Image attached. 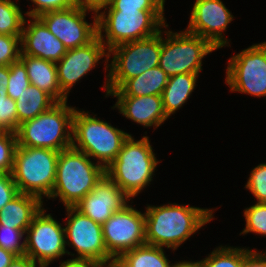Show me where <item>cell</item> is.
<instances>
[{"label": "cell", "mask_w": 266, "mask_h": 267, "mask_svg": "<svg viewBox=\"0 0 266 267\" xmlns=\"http://www.w3.org/2000/svg\"><path fill=\"white\" fill-rule=\"evenodd\" d=\"M16 148V134L0 132V173H12Z\"/></svg>", "instance_id": "obj_31"}, {"label": "cell", "mask_w": 266, "mask_h": 267, "mask_svg": "<svg viewBox=\"0 0 266 267\" xmlns=\"http://www.w3.org/2000/svg\"><path fill=\"white\" fill-rule=\"evenodd\" d=\"M20 54L21 36L0 34V66H9L18 61Z\"/></svg>", "instance_id": "obj_33"}, {"label": "cell", "mask_w": 266, "mask_h": 267, "mask_svg": "<svg viewBox=\"0 0 266 267\" xmlns=\"http://www.w3.org/2000/svg\"><path fill=\"white\" fill-rule=\"evenodd\" d=\"M110 0H74L75 5L91 9L93 11H100V9L108 5Z\"/></svg>", "instance_id": "obj_39"}, {"label": "cell", "mask_w": 266, "mask_h": 267, "mask_svg": "<svg viewBox=\"0 0 266 267\" xmlns=\"http://www.w3.org/2000/svg\"><path fill=\"white\" fill-rule=\"evenodd\" d=\"M88 11L95 14L92 23L85 20ZM38 18L67 50L84 46L98 35L97 12L78 5L65 10L48 11Z\"/></svg>", "instance_id": "obj_14"}, {"label": "cell", "mask_w": 266, "mask_h": 267, "mask_svg": "<svg viewBox=\"0 0 266 267\" xmlns=\"http://www.w3.org/2000/svg\"><path fill=\"white\" fill-rule=\"evenodd\" d=\"M129 201L130 198L105 174L91 192L74 207L83 215L102 225Z\"/></svg>", "instance_id": "obj_17"}, {"label": "cell", "mask_w": 266, "mask_h": 267, "mask_svg": "<svg viewBox=\"0 0 266 267\" xmlns=\"http://www.w3.org/2000/svg\"><path fill=\"white\" fill-rule=\"evenodd\" d=\"M16 100L0 98V132L15 134L19 128Z\"/></svg>", "instance_id": "obj_32"}, {"label": "cell", "mask_w": 266, "mask_h": 267, "mask_svg": "<svg viewBox=\"0 0 266 267\" xmlns=\"http://www.w3.org/2000/svg\"><path fill=\"white\" fill-rule=\"evenodd\" d=\"M76 107L57 102L49 110L25 121L17 130V146L62 151L72 145V119Z\"/></svg>", "instance_id": "obj_6"}, {"label": "cell", "mask_w": 266, "mask_h": 267, "mask_svg": "<svg viewBox=\"0 0 266 267\" xmlns=\"http://www.w3.org/2000/svg\"><path fill=\"white\" fill-rule=\"evenodd\" d=\"M105 169L84 152L68 148L59 152L56 180L50 198H60L65 207H74L100 179Z\"/></svg>", "instance_id": "obj_3"}, {"label": "cell", "mask_w": 266, "mask_h": 267, "mask_svg": "<svg viewBox=\"0 0 266 267\" xmlns=\"http://www.w3.org/2000/svg\"><path fill=\"white\" fill-rule=\"evenodd\" d=\"M108 254L117 260L124 252L146 244L145 213L126 204L102 224Z\"/></svg>", "instance_id": "obj_13"}, {"label": "cell", "mask_w": 266, "mask_h": 267, "mask_svg": "<svg viewBox=\"0 0 266 267\" xmlns=\"http://www.w3.org/2000/svg\"><path fill=\"white\" fill-rule=\"evenodd\" d=\"M103 57L106 58L105 70L109 69V51L97 35L84 46L68 49L66 54L56 63L58 83L62 93L68 98L71 88L81 78L94 69Z\"/></svg>", "instance_id": "obj_15"}, {"label": "cell", "mask_w": 266, "mask_h": 267, "mask_svg": "<svg viewBox=\"0 0 266 267\" xmlns=\"http://www.w3.org/2000/svg\"><path fill=\"white\" fill-rule=\"evenodd\" d=\"M116 267H172L163 247L144 244L124 252L117 260Z\"/></svg>", "instance_id": "obj_25"}, {"label": "cell", "mask_w": 266, "mask_h": 267, "mask_svg": "<svg viewBox=\"0 0 266 267\" xmlns=\"http://www.w3.org/2000/svg\"><path fill=\"white\" fill-rule=\"evenodd\" d=\"M165 0H110L104 10H164Z\"/></svg>", "instance_id": "obj_34"}, {"label": "cell", "mask_w": 266, "mask_h": 267, "mask_svg": "<svg viewBox=\"0 0 266 267\" xmlns=\"http://www.w3.org/2000/svg\"><path fill=\"white\" fill-rule=\"evenodd\" d=\"M246 226L241 234L250 232L266 236V203H256L244 210Z\"/></svg>", "instance_id": "obj_28"}, {"label": "cell", "mask_w": 266, "mask_h": 267, "mask_svg": "<svg viewBox=\"0 0 266 267\" xmlns=\"http://www.w3.org/2000/svg\"><path fill=\"white\" fill-rule=\"evenodd\" d=\"M67 211L65 244L74 248L78 256L73 259L90 260L103 266L115 264L104 243L102 225L83 215L75 207Z\"/></svg>", "instance_id": "obj_11"}, {"label": "cell", "mask_w": 266, "mask_h": 267, "mask_svg": "<svg viewBox=\"0 0 266 267\" xmlns=\"http://www.w3.org/2000/svg\"><path fill=\"white\" fill-rule=\"evenodd\" d=\"M35 8L25 12L28 17H38L39 15L56 10H65L75 5L74 0H31Z\"/></svg>", "instance_id": "obj_36"}, {"label": "cell", "mask_w": 266, "mask_h": 267, "mask_svg": "<svg viewBox=\"0 0 266 267\" xmlns=\"http://www.w3.org/2000/svg\"><path fill=\"white\" fill-rule=\"evenodd\" d=\"M117 108L124 117L144 127L158 128L168 119L164 112L162 95L114 96Z\"/></svg>", "instance_id": "obj_19"}, {"label": "cell", "mask_w": 266, "mask_h": 267, "mask_svg": "<svg viewBox=\"0 0 266 267\" xmlns=\"http://www.w3.org/2000/svg\"><path fill=\"white\" fill-rule=\"evenodd\" d=\"M44 207L34 216L26 230L25 255L39 265H48L70 254L66 250L65 229L51 214H46Z\"/></svg>", "instance_id": "obj_12"}, {"label": "cell", "mask_w": 266, "mask_h": 267, "mask_svg": "<svg viewBox=\"0 0 266 267\" xmlns=\"http://www.w3.org/2000/svg\"><path fill=\"white\" fill-rule=\"evenodd\" d=\"M35 261H33L29 256H16L8 267H37Z\"/></svg>", "instance_id": "obj_42"}, {"label": "cell", "mask_w": 266, "mask_h": 267, "mask_svg": "<svg viewBox=\"0 0 266 267\" xmlns=\"http://www.w3.org/2000/svg\"><path fill=\"white\" fill-rule=\"evenodd\" d=\"M225 82L231 92L266 98V41L232 56L228 61Z\"/></svg>", "instance_id": "obj_10"}, {"label": "cell", "mask_w": 266, "mask_h": 267, "mask_svg": "<svg viewBox=\"0 0 266 267\" xmlns=\"http://www.w3.org/2000/svg\"><path fill=\"white\" fill-rule=\"evenodd\" d=\"M9 81L7 86V94L13 100H16L19 95L27 89L30 81L27 74V69L24 63L19 59L18 61L9 65Z\"/></svg>", "instance_id": "obj_29"}, {"label": "cell", "mask_w": 266, "mask_h": 267, "mask_svg": "<svg viewBox=\"0 0 266 267\" xmlns=\"http://www.w3.org/2000/svg\"><path fill=\"white\" fill-rule=\"evenodd\" d=\"M172 267H198L197 264L194 261H179L176 262V264H173Z\"/></svg>", "instance_id": "obj_44"}, {"label": "cell", "mask_w": 266, "mask_h": 267, "mask_svg": "<svg viewBox=\"0 0 266 267\" xmlns=\"http://www.w3.org/2000/svg\"><path fill=\"white\" fill-rule=\"evenodd\" d=\"M59 267H104V266L94 261L72 258L61 262Z\"/></svg>", "instance_id": "obj_40"}, {"label": "cell", "mask_w": 266, "mask_h": 267, "mask_svg": "<svg viewBox=\"0 0 266 267\" xmlns=\"http://www.w3.org/2000/svg\"><path fill=\"white\" fill-rule=\"evenodd\" d=\"M234 17L221 0H196L186 31L209 40L217 49L228 45L224 32Z\"/></svg>", "instance_id": "obj_16"}, {"label": "cell", "mask_w": 266, "mask_h": 267, "mask_svg": "<svg viewBox=\"0 0 266 267\" xmlns=\"http://www.w3.org/2000/svg\"><path fill=\"white\" fill-rule=\"evenodd\" d=\"M168 78L160 66H157L127 80L118 90H107V96L162 95Z\"/></svg>", "instance_id": "obj_22"}, {"label": "cell", "mask_w": 266, "mask_h": 267, "mask_svg": "<svg viewBox=\"0 0 266 267\" xmlns=\"http://www.w3.org/2000/svg\"><path fill=\"white\" fill-rule=\"evenodd\" d=\"M59 151L17 146L14 154L13 180L20 193L49 199L56 180Z\"/></svg>", "instance_id": "obj_7"}, {"label": "cell", "mask_w": 266, "mask_h": 267, "mask_svg": "<svg viewBox=\"0 0 266 267\" xmlns=\"http://www.w3.org/2000/svg\"><path fill=\"white\" fill-rule=\"evenodd\" d=\"M155 155L148 136L135 140L130 134L116 159L105 169V174L132 199L153 180L160 163Z\"/></svg>", "instance_id": "obj_2"}, {"label": "cell", "mask_w": 266, "mask_h": 267, "mask_svg": "<svg viewBox=\"0 0 266 267\" xmlns=\"http://www.w3.org/2000/svg\"><path fill=\"white\" fill-rule=\"evenodd\" d=\"M248 248L219 246L206 258L195 262L198 267H243Z\"/></svg>", "instance_id": "obj_26"}, {"label": "cell", "mask_w": 266, "mask_h": 267, "mask_svg": "<svg viewBox=\"0 0 266 267\" xmlns=\"http://www.w3.org/2000/svg\"><path fill=\"white\" fill-rule=\"evenodd\" d=\"M43 205L38 197L19 193L0 210V224L26 231Z\"/></svg>", "instance_id": "obj_21"}, {"label": "cell", "mask_w": 266, "mask_h": 267, "mask_svg": "<svg viewBox=\"0 0 266 267\" xmlns=\"http://www.w3.org/2000/svg\"><path fill=\"white\" fill-rule=\"evenodd\" d=\"M163 32L167 36L163 38ZM217 50L207 39L188 31L179 33L161 30L160 68L168 77L177 74H199L202 71V59Z\"/></svg>", "instance_id": "obj_9"}, {"label": "cell", "mask_w": 266, "mask_h": 267, "mask_svg": "<svg viewBox=\"0 0 266 267\" xmlns=\"http://www.w3.org/2000/svg\"><path fill=\"white\" fill-rule=\"evenodd\" d=\"M213 211L189 204L148 205L145 212L146 244L174 251L213 219Z\"/></svg>", "instance_id": "obj_1"}, {"label": "cell", "mask_w": 266, "mask_h": 267, "mask_svg": "<svg viewBox=\"0 0 266 267\" xmlns=\"http://www.w3.org/2000/svg\"><path fill=\"white\" fill-rule=\"evenodd\" d=\"M165 20L164 10L98 11V36L109 51L117 45L157 34L169 26Z\"/></svg>", "instance_id": "obj_4"}, {"label": "cell", "mask_w": 266, "mask_h": 267, "mask_svg": "<svg viewBox=\"0 0 266 267\" xmlns=\"http://www.w3.org/2000/svg\"><path fill=\"white\" fill-rule=\"evenodd\" d=\"M39 267H48V265H39Z\"/></svg>", "instance_id": "obj_45"}, {"label": "cell", "mask_w": 266, "mask_h": 267, "mask_svg": "<svg viewBox=\"0 0 266 267\" xmlns=\"http://www.w3.org/2000/svg\"><path fill=\"white\" fill-rule=\"evenodd\" d=\"M199 74L183 73L169 77L162 93L164 112L169 118L190 98Z\"/></svg>", "instance_id": "obj_23"}, {"label": "cell", "mask_w": 266, "mask_h": 267, "mask_svg": "<svg viewBox=\"0 0 266 267\" xmlns=\"http://www.w3.org/2000/svg\"><path fill=\"white\" fill-rule=\"evenodd\" d=\"M25 234L26 231L0 224V248L10 251L16 256L25 255ZM22 239L23 242L20 241Z\"/></svg>", "instance_id": "obj_30"}, {"label": "cell", "mask_w": 266, "mask_h": 267, "mask_svg": "<svg viewBox=\"0 0 266 267\" xmlns=\"http://www.w3.org/2000/svg\"><path fill=\"white\" fill-rule=\"evenodd\" d=\"M161 52V31L140 40L123 43L109 50L108 74L106 90H118L127 80L141 75L143 72L157 67Z\"/></svg>", "instance_id": "obj_8"}, {"label": "cell", "mask_w": 266, "mask_h": 267, "mask_svg": "<svg viewBox=\"0 0 266 267\" xmlns=\"http://www.w3.org/2000/svg\"><path fill=\"white\" fill-rule=\"evenodd\" d=\"M20 60L27 69L30 85L45 91L56 102L68 100L62 93L58 83L56 63L28 55H20Z\"/></svg>", "instance_id": "obj_20"}, {"label": "cell", "mask_w": 266, "mask_h": 267, "mask_svg": "<svg viewBox=\"0 0 266 267\" xmlns=\"http://www.w3.org/2000/svg\"><path fill=\"white\" fill-rule=\"evenodd\" d=\"M243 267H266V251L251 250L244 259Z\"/></svg>", "instance_id": "obj_38"}, {"label": "cell", "mask_w": 266, "mask_h": 267, "mask_svg": "<svg viewBox=\"0 0 266 267\" xmlns=\"http://www.w3.org/2000/svg\"><path fill=\"white\" fill-rule=\"evenodd\" d=\"M15 257L12 252L0 248V267H8Z\"/></svg>", "instance_id": "obj_43"}, {"label": "cell", "mask_w": 266, "mask_h": 267, "mask_svg": "<svg viewBox=\"0 0 266 267\" xmlns=\"http://www.w3.org/2000/svg\"><path fill=\"white\" fill-rule=\"evenodd\" d=\"M245 188L254 195L257 203H266V163L252 169Z\"/></svg>", "instance_id": "obj_35"}, {"label": "cell", "mask_w": 266, "mask_h": 267, "mask_svg": "<svg viewBox=\"0 0 266 267\" xmlns=\"http://www.w3.org/2000/svg\"><path fill=\"white\" fill-rule=\"evenodd\" d=\"M9 66H0V98L8 97L7 86L9 81Z\"/></svg>", "instance_id": "obj_41"}, {"label": "cell", "mask_w": 266, "mask_h": 267, "mask_svg": "<svg viewBox=\"0 0 266 267\" xmlns=\"http://www.w3.org/2000/svg\"><path fill=\"white\" fill-rule=\"evenodd\" d=\"M19 193L12 173H0V210Z\"/></svg>", "instance_id": "obj_37"}, {"label": "cell", "mask_w": 266, "mask_h": 267, "mask_svg": "<svg viewBox=\"0 0 266 267\" xmlns=\"http://www.w3.org/2000/svg\"><path fill=\"white\" fill-rule=\"evenodd\" d=\"M25 17L12 0H0V34L22 36Z\"/></svg>", "instance_id": "obj_27"}, {"label": "cell", "mask_w": 266, "mask_h": 267, "mask_svg": "<svg viewBox=\"0 0 266 267\" xmlns=\"http://www.w3.org/2000/svg\"><path fill=\"white\" fill-rule=\"evenodd\" d=\"M57 102L45 91L29 85L16 99L18 123L31 120L49 110Z\"/></svg>", "instance_id": "obj_24"}, {"label": "cell", "mask_w": 266, "mask_h": 267, "mask_svg": "<svg viewBox=\"0 0 266 267\" xmlns=\"http://www.w3.org/2000/svg\"><path fill=\"white\" fill-rule=\"evenodd\" d=\"M29 18L28 21L25 18L23 24L20 55H28L57 63L66 54L67 48L38 17Z\"/></svg>", "instance_id": "obj_18"}, {"label": "cell", "mask_w": 266, "mask_h": 267, "mask_svg": "<svg viewBox=\"0 0 266 267\" xmlns=\"http://www.w3.org/2000/svg\"><path fill=\"white\" fill-rule=\"evenodd\" d=\"M95 116L75 109L71 147L97 159V163L106 169L116 159L130 134Z\"/></svg>", "instance_id": "obj_5"}]
</instances>
